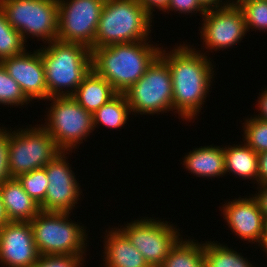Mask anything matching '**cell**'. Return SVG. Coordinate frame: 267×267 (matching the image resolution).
I'll list each match as a JSON object with an SVG mask.
<instances>
[{
    "mask_svg": "<svg viewBox=\"0 0 267 267\" xmlns=\"http://www.w3.org/2000/svg\"><path fill=\"white\" fill-rule=\"evenodd\" d=\"M183 43L171 51L161 49L160 56L167 62L172 78L173 111L191 122L204 105L214 78L213 63L201 50Z\"/></svg>",
    "mask_w": 267,
    "mask_h": 267,
    "instance_id": "obj_1",
    "label": "cell"
},
{
    "mask_svg": "<svg viewBox=\"0 0 267 267\" xmlns=\"http://www.w3.org/2000/svg\"><path fill=\"white\" fill-rule=\"evenodd\" d=\"M149 43L144 40L92 49V69L105 78L117 93H124L160 55L162 47Z\"/></svg>",
    "mask_w": 267,
    "mask_h": 267,
    "instance_id": "obj_2",
    "label": "cell"
},
{
    "mask_svg": "<svg viewBox=\"0 0 267 267\" xmlns=\"http://www.w3.org/2000/svg\"><path fill=\"white\" fill-rule=\"evenodd\" d=\"M40 49L48 99L72 96L92 69L90 48L80 43L54 40Z\"/></svg>",
    "mask_w": 267,
    "mask_h": 267,
    "instance_id": "obj_3",
    "label": "cell"
},
{
    "mask_svg": "<svg viewBox=\"0 0 267 267\" xmlns=\"http://www.w3.org/2000/svg\"><path fill=\"white\" fill-rule=\"evenodd\" d=\"M152 18L137 0H105L90 50L148 40Z\"/></svg>",
    "mask_w": 267,
    "mask_h": 267,
    "instance_id": "obj_4",
    "label": "cell"
},
{
    "mask_svg": "<svg viewBox=\"0 0 267 267\" xmlns=\"http://www.w3.org/2000/svg\"><path fill=\"white\" fill-rule=\"evenodd\" d=\"M70 215L68 212L40 211L30 221L40 256H86L88 234L84 226L68 219Z\"/></svg>",
    "mask_w": 267,
    "mask_h": 267,
    "instance_id": "obj_5",
    "label": "cell"
},
{
    "mask_svg": "<svg viewBox=\"0 0 267 267\" xmlns=\"http://www.w3.org/2000/svg\"><path fill=\"white\" fill-rule=\"evenodd\" d=\"M48 108L47 121L41 126L53 137L61 151L72 152L93 132V115L86 111L73 96H53ZM46 124V125H45Z\"/></svg>",
    "mask_w": 267,
    "mask_h": 267,
    "instance_id": "obj_6",
    "label": "cell"
},
{
    "mask_svg": "<svg viewBox=\"0 0 267 267\" xmlns=\"http://www.w3.org/2000/svg\"><path fill=\"white\" fill-rule=\"evenodd\" d=\"M0 8L25 42L29 36L46 45L57 40L58 0H0Z\"/></svg>",
    "mask_w": 267,
    "mask_h": 267,
    "instance_id": "obj_7",
    "label": "cell"
},
{
    "mask_svg": "<svg viewBox=\"0 0 267 267\" xmlns=\"http://www.w3.org/2000/svg\"><path fill=\"white\" fill-rule=\"evenodd\" d=\"M124 95L135 115L173 111L172 78L167 62L159 55Z\"/></svg>",
    "mask_w": 267,
    "mask_h": 267,
    "instance_id": "obj_8",
    "label": "cell"
},
{
    "mask_svg": "<svg viewBox=\"0 0 267 267\" xmlns=\"http://www.w3.org/2000/svg\"><path fill=\"white\" fill-rule=\"evenodd\" d=\"M60 152L53 137L40 125L9 129V172L12 178L44 168Z\"/></svg>",
    "mask_w": 267,
    "mask_h": 267,
    "instance_id": "obj_9",
    "label": "cell"
},
{
    "mask_svg": "<svg viewBox=\"0 0 267 267\" xmlns=\"http://www.w3.org/2000/svg\"><path fill=\"white\" fill-rule=\"evenodd\" d=\"M118 229L142 254L150 267H160L181 238L176 225L174 227L170 222L156 220L153 217L136 219Z\"/></svg>",
    "mask_w": 267,
    "mask_h": 267,
    "instance_id": "obj_10",
    "label": "cell"
},
{
    "mask_svg": "<svg viewBox=\"0 0 267 267\" xmlns=\"http://www.w3.org/2000/svg\"><path fill=\"white\" fill-rule=\"evenodd\" d=\"M105 0H58L57 40L91 47Z\"/></svg>",
    "mask_w": 267,
    "mask_h": 267,
    "instance_id": "obj_11",
    "label": "cell"
},
{
    "mask_svg": "<svg viewBox=\"0 0 267 267\" xmlns=\"http://www.w3.org/2000/svg\"><path fill=\"white\" fill-rule=\"evenodd\" d=\"M200 36L209 50L233 47L247 34L245 17L239 6L227 3L225 6L206 10L202 17ZM203 37V38H202Z\"/></svg>",
    "mask_w": 267,
    "mask_h": 267,
    "instance_id": "obj_12",
    "label": "cell"
},
{
    "mask_svg": "<svg viewBox=\"0 0 267 267\" xmlns=\"http://www.w3.org/2000/svg\"><path fill=\"white\" fill-rule=\"evenodd\" d=\"M66 154L60 152L51 160L44 169L48 179L45 200L40 205L43 212H68L71 213L81 195V188L75 173L66 161ZM74 206V207H73Z\"/></svg>",
    "mask_w": 267,
    "mask_h": 267,
    "instance_id": "obj_13",
    "label": "cell"
},
{
    "mask_svg": "<svg viewBox=\"0 0 267 267\" xmlns=\"http://www.w3.org/2000/svg\"><path fill=\"white\" fill-rule=\"evenodd\" d=\"M39 257L30 222L9 221L0 229L3 267H33Z\"/></svg>",
    "mask_w": 267,
    "mask_h": 267,
    "instance_id": "obj_14",
    "label": "cell"
},
{
    "mask_svg": "<svg viewBox=\"0 0 267 267\" xmlns=\"http://www.w3.org/2000/svg\"><path fill=\"white\" fill-rule=\"evenodd\" d=\"M22 52L19 55L5 58L1 61L8 74L19 84L26 98L32 100H47L48 89L44 72L41 49Z\"/></svg>",
    "mask_w": 267,
    "mask_h": 267,
    "instance_id": "obj_15",
    "label": "cell"
},
{
    "mask_svg": "<svg viewBox=\"0 0 267 267\" xmlns=\"http://www.w3.org/2000/svg\"><path fill=\"white\" fill-rule=\"evenodd\" d=\"M223 218L233 233L247 243L261 245L264 229V215L253 195L234 199L222 206Z\"/></svg>",
    "mask_w": 267,
    "mask_h": 267,
    "instance_id": "obj_16",
    "label": "cell"
},
{
    "mask_svg": "<svg viewBox=\"0 0 267 267\" xmlns=\"http://www.w3.org/2000/svg\"><path fill=\"white\" fill-rule=\"evenodd\" d=\"M111 229H107L104 236V267H150L142 254L118 228Z\"/></svg>",
    "mask_w": 267,
    "mask_h": 267,
    "instance_id": "obj_17",
    "label": "cell"
},
{
    "mask_svg": "<svg viewBox=\"0 0 267 267\" xmlns=\"http://www.w3.org/2000/svg\"><path fill=\"white\" fill-rule=\"evenodd\" d=\"M0 191L8 221L30 222L41 211L16 178L0 185Z\"/></svg>",
    "mask_w": 267,
    "mask_h": 267,
    "instance_id": "obj_18",
    "label": "cell"
},
{
    "mask_svg": "<svg viewBox=\"0 0 267 267\" xmlns=\"http://www.w3.org/2000/svg\"><path fill=\"white\" fill-rule=\"evenodd\" d=\"M183 164L187 171L196 177H223L225 175L224 147L200 146L184 156Z\"/></svg>",
    "mask_w": 267,
    "mask_h": 267,
    "instance_id": "obj_19",
    "label": "cell"
},
{
    "mask_svg": "<svg viewBox=\"0 0 267 267\" xmlns=\"http://www.w3.org/2000/svg\"><path fill=\"white\" fill-rule=\"evenodd\" d=\"M116 94L112 85L91 69L72 96L86 111L94 113Z\"/></svg>",
    "mask_w": 267,
    "mask_h": 267,
    "instance_id": "obj_20",
    "label": "cell"
},
{
    "mask_svg": "<svg viewBox=\"0 0 267 267\" xmlns=\"http://www.w3.org/2000/svg\"><path fill=\"white\" fill-rule=\"evenodd\" d=\"M225 174L255 180L258 186V154L245 142L239 145L225 146Z\"/></svg>",
    "mask_w": 267,
    "mask_h": 267,
    "instance_id": "obj_21",
    "label": "cell"
},
{
    "mask_svg": "<svg viewBox=\"0 0 267 267\" xmlns=\"http://www.w3.org/2000/svg\"><path fill=\"white\" fill-rule=\"evenodd\" d=\"M200 243L181 237L160 267H205L204 243Z\"/></svg>",
    "mask_w": 267,
    "mask_h": 267,
    "instance_id": "obj_22",
    "label": "cell"
},
{
    "mask_svg": "<svg viewBox=\"0 0 267 267\" xmlns=\"http://www.w3.org/2000/svg\"><path fill=\"white\" fill-rule=\"evenodd\" d=\"M130 114L131 110L126 96L124 93H117L112 99L92 113L94 129L100 125L109 129L121 128L127 123Z\"/></svg>",
    "mask_w": 267,
    "mask_h": 267,
    "instance_id": "obj_23",
    "label": "cell"
},
{
    "mask_svg": "<svg viewBox=\"0 0 267 267\" xmlns=\"http://www.w3.org/2000/svg\"><path fill=\"white\" fill-rule=\"evenodd\" d=\"M205 242V267H254L250 261L234 249L217 243V241Z\"/></svg>",
    "mask_w": 267,
    "mask_h": 267,
    "instance_id": "obj_24",
    "label": "cell"
},
{
    "mask_svg": "<svg viewBox=\"0 0 267 267\" xmlns=\"http://www.w3.org/2000/svg\"><path fill=\"white\" fill-rule=\"evenodd\" d=\"M26 47L21 34L8 23L0 8V62L5 58L21 54L27 50Z\"/></svg>",
    "mask_w": 267,
    "mask_h": 267,
    "instance_id": "obj_25",
    "label": "cell"
},
{
    "mask_svg": "<svg viewBox=\"0 0 267 267\" xmlns=\"http://www.w3.org/2000/svg\"><path fill=\"white\" fill-rule=\"evenodd\" d=\"M16 179L25 192L39 205L45 200L48 179L44 168L20 174Z\"/></svg>",
    "mask_w": 267,
    "mask_h": 267,
    "instance_id": "obj_26",
    "label": "cell"
},
{
    "mask_svg": "<svg viewBox=\"0 0 267 267\" xmlns=\"http://www.w3.org/2000/svg\"><path fill=\"white\" fill-rule=\"evenodd\" d=\"M244 142L257 154L267 151V122L248 117L243 123Z\"/></svg>",
    "mask_w": 267,
    "mask_h": 267,
    "instance_id": "obj_27",
    "label": "cell"
},
{
    "mask_svg": "<svg viewBox=\"0 0 267 267\" xmlns=\"http://www.w3.org/2000/svg\"><path fill=\"white\" fill-rule=\"evenodd\" d=\"M29 102L19 84L8 74L0 62V104L18 107Z\"/></svg>",
    "mask_w": 267,
    "mask_h": 267,
    "instance_id": "obj_28",
    "label": "cell"
},
{
    "mask_svg": "<svg viewBox=\"0 0 267 267\" xmlns=\"http://www.w3.org/2000/svg\"><path fill=\"white\" fill-rule=\"evenodd\" d=\"M245 17L247 31H267V0H252L239 5Z\"/></svg>",
    "mask_w": 267,
    "mask_h": 267,
    "instance_id": "obj_29",
    "label": "cell"
},
{
    "mask_svg": "<svg viewBox=\"0 0 267 267\" xmlns=\"http://www.w3.org/2000/svg\"><path fill=\"white\" fill-rule=\"evenodd\" d=\"M86 256L48 255L40 256L33 267H81Z\"/></svg>",
    "mask_w": 267,
    "mask_h": 267,
    "instance_id": "obj_30",
    "label": "cell"
},
{
    "mask_svg": "<svg viewBox=\"0 0 267 267\" xmlns=\"http://www.w3.org/2000/svg\"><path fill=\"white\" fill-rule=\"evenodd\" d=\"M0 127V185L12 179L9 172V130Z\"/></svg>",
    "mask_w": 267,
    "mask_h": 267,
    "instance_id": "obj_31",
    "label": "cell"
},
{
    "mask_svg": "<svg viewBox=\"0 0 267 267\" xmlns=\"http://www.w3.org/2000/svg\"><path fill=\"white\" fill-rule=\"evenodd\" d=\"M174 10V12H178L181 14L189 15L191 13H198L203 17L206 13V10L199 4L197 0H169V4L167 10L165 12H170ZM198 11V12H197Z\"/></svg>",
    "mask_w": 267,
    "mask_h": 267,
    "instance_id": "obj_32",
    "label": "cell"
},
{
    "mask_svg": "<svg viewBox=\"0 0 267 267\" xmlns=\"http://www.w3.org/2000/svg\"><path fill=\"white\" fill-rule=\"evenodd\" d=\"M137 1L151 17L154 16L153 11L155 10V8L165 12L169 4V0H137Z\"/></svg>",
    "mask_w": 267,
    "mask_h": 267,
    "instance_id": "obj_33",
    "label": "cell"
},
{
    "mask_svg": "<svg viewBox=\"0 0 267 267\" xmlns=\"http://www.w3.org/2000/svg\"><path fill=\"white\" fill-rule=\"evenodd\" d=\"M267 184V151L258 154V185Z\"/></svg>",
    "mask_w": 267,
    "mask_h": 267,
    "instance_id": "obj_34",
    "label": "cell"
},
{
    "mask_svg": "<svg viewBox=\"0 0 267 267\" xmlns=\"http://www.w3.org/2000/svg\"><path fill=\"white\" fill-rule=\"evenodd\" d=\"M260 191L256 192L253 197L257 201L261 212L264 217L267 216V184L266 185H258Z\"/></svg>",
    "mask_w": 267,
    "mask_h": 267,
    "instance_id": "obj_35",
    "label": "cell"
},
{
    "mask_svg": "<svg viewBox=\"0 0 267 267\" xmlns=\"http://www.w3.org/2000/svg\"><path fill=\"white\" fill-rule=\"evenodd\" d=\"M263 92L261 93V95L258 97L257 100V107L259 108V114L258 116L254 115V117L266 121L267 122V88H265L264 90H262Z\"/></svg>",
    "mask_w": 267,
    "mask_h": 267,
    "instance_id": "obj_36",
    "label": "cell"
},
{
    "mask_svg": "<svg viewBox=\"0 0 267 267\" xmlns=\"http://www.w3.org/2000/svg\"><path fill=\"white\" fill-rule=\"evenodd\" d=\"M197 1L205 10L220 8L228 3V0L226 2L223 1L224 3L222 2V0H197Z\"/></svg>",
    "mask_w": 267,
    "mask_h": 267,
    "instance_id": "obj_37",
    "label": "cell"
},
{
    "mask_svg": "<svg viewBox=\"0 0 267 267\" xmlns=\"http://www.w3.org/2000/svg\"><path fill=\"white\" fill-rule=\"evenodd\" d=\"M7 222H9V221H8V218H7L6 213H5V209H4L3 202H2V195H1V191H0V229Z\"/></svg>",
    "mask_w": 267,
    "mask_h": 267,
    "instance_id": "obj_38",
    "label": "cell"
},
{
    "mask_svg": "<svg viewBox=\"0 0 267 267\" xmlns=\"http://www.w3.org/2000/svg\"><path fill=\"white\" fill-rule=\"evenodd\" d=\"M261 248L267 253V216L264 217V229H263V239L261 243Z\"/></svg>",
    "mask_w": 267,
    "mask_h": 267,
    "instance_id": "obj_39",
    "label": "cell"
},
{
    "mask_svg": "<svg viewBox=\"0 0 267 267\" xmlns=\"http://www.w3.org/2000/svg\"><path fill=\"white\" fill-rule=\"evenodd\" d=\"M248 1H252V0H230L228 1V3H231L233 5H236V6H239L241 3H244V2H248Z\"/></svg>",
    "mask_w": 267,
    "mask_h": 267,
    "instance_id": "obj_40",
    "label": "cell"
}]
</instances>
